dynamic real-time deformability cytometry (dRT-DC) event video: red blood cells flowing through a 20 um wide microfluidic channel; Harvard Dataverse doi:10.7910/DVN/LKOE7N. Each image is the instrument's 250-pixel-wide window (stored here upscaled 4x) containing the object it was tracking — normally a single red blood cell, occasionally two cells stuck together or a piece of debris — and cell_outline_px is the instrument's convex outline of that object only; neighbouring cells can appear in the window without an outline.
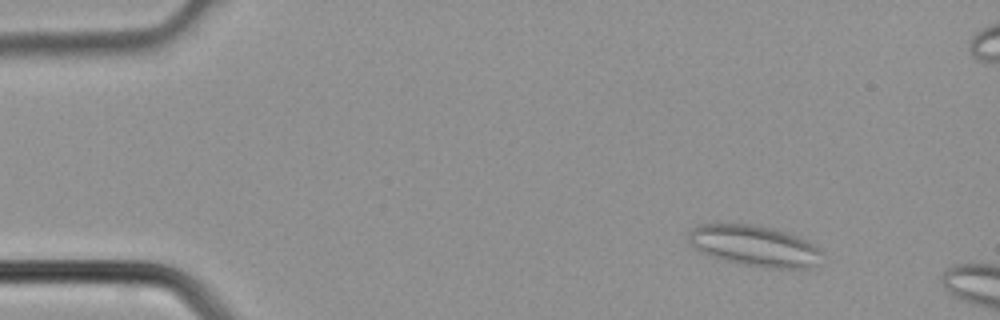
{"species": "common noctule bat (a hibernating species)", "species_latin": "Nyctalus noctula", "temperature_condition": "cold", "stored_images_in_passage": 4, "camera_frame_rate_fps": 3000, "um_per_image_px": 0.085, "animal": {"sex": "male", "body_mass_g": 21.5, "forearm_length_mm": 52.0}, "frame": {"image": 1, "passage_image": 2, "time_ms": 0.333, "image_size_px": [1000, 320], "cell_outline_px": [[824, 252], [816, 264], [808, 268], [764, 268], [724, 260], [708, 256], [700, 252], [688, 240], [688, 232], [696, 224], [752, 224], [772, 228], [808, 240], [820, 248]], "centroid_in_image_um": [64.13, 20.89], "position_along_channel_um": 20.9, "area_um2": 31.91}}